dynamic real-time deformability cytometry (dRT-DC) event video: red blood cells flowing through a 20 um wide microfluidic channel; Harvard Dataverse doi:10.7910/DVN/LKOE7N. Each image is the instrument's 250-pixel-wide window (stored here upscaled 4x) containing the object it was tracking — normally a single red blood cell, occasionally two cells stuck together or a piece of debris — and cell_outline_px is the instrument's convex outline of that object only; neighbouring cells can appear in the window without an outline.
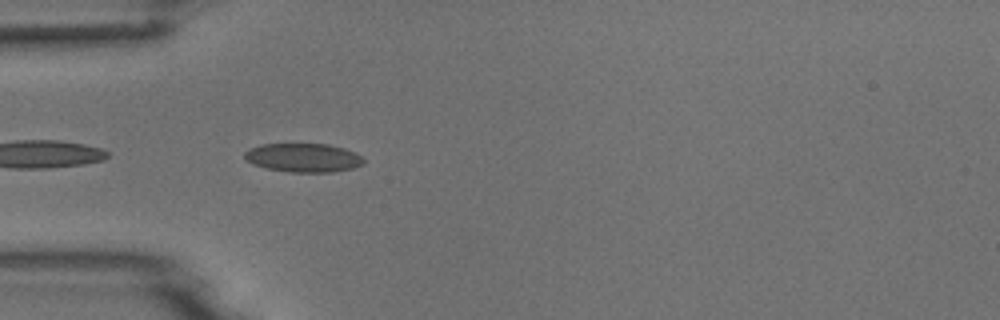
{"species": "common noctule bat (a hibernating species)", "species_latin": "Nyctalus noctula", "temperature_condition": "room temperature", "stored_images_in_passage": 4, "camera_frame_rate_fps": 3000, "um_per_image_px": 0.085, "animal": {"sex": "male", "body_mass_g": 18.8}, "frame": {"image": 1, "passage_image": 4, "time_ms": 3.333, "image_size_px": [1000, 320], "cell_outline_px": [[364, 164], [352, 168], [332, 172], [288, 172], [268, 168], [252, 164], [244, 160], [244, 152], [248, 148], [260, 144], [328, 144], [344, 148], [356, 152], [364, 160]], "centroid_in_image_um": [25.75, 13.4], "position_along_channel_um": 59.2, "area_um2": 20.11}}